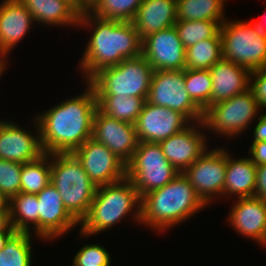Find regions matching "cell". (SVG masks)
Instances as JSON below:
<instances>
[{
	"label": "cell",
	"instance_id": "ee69618b",
	"mask_svg": "<svg viewBox=\"0 0 266 266\" xmlns=\"http://www.w3.org/2000/svg\"><path fill=\"white\" fill-rule=\"evenodd\" d=\"M8 201L0 194V213H8Z\"/></svg>",
	"mask_w": 266,
	"mask_h": 266
},
{
	"label": "cell",
	"instance_id": "7dc6e473",
	"mask_svg": "<svg viewBox=\"0 0 266 266\" xmlns=\"http://www.w3.org/2000/svg\"><path fill=\"white\" fill-rule=\"evenodd\" d=\"M262 247H266V241L264 242V244L262 245Z\"/></svg>",
	"mask_w": 266,
	"mask_h": 266
},
{
	"label": "cell",
	"instance_id": "d590c367",
	"mask_svg": "<svg viewBox=\"0 0 266 266\" xmlns=\"http://www.w3.org/2000/svg\"><path fill=\"white\" fill-rule=\"evenodd\" d=\"M249 89L253 92L259 108H266V68L252 71L250 74Z\"/></svg>",
	"mask_w": 266,
	"mask_h": 266
},
{
	"label": "cell",
	"instance_id": "f1b7e54d",
	"mask_svg": "<svg viewBox=\"0 0 266 266\" xmlns=\"http://www.w3.org/2000/svg\"><path fill=\"white\" fill-rule=\"evenodd\" d=\"M142 0H90L85 9L104 19L132 22Z\"/></svg>",
	"mask_w": 266,
	"mask_h": 266
},
{
	"label": "cell",
	"instance_id": "7402d4cb",
	"mask_svg": "<svg viewBox=\"0 0 266 266\" xmlns=\"http://www.w3.org/2000/svg\"><path fill=\"white\" fill-rule=\"evenodd\" d=\"M176 21V0H142L132 22L143 39L151 33L174 26Z\"/></svg>",
	"mask_w": 266,
	"mask_h": 266
},
{
	"label": "cell",
	"instance_id": "3957f363",
	"mask_svg": "<svg viewBox=\"0 0 266 266\" xmlns=\"http://www.w3.org/2000/svg\"><path fill=\"white\" fill-rule=\"evenodd\" d=\"M206 206L188 178L179 173L164 187L142 197L140 224L162 233L189 220Z\"/></svg>",
	"mask_w": 266,
	"mask_h": 266
},
{
	"label": "cell",
	"instance_id": "cb8c5ba5",
	"mask_svg": "<svg viewBox=\"0 0 266 266\" xmlns=\"http://www.w3.org/2000/svg\"><path fill=\"white\" fill-rule=\"evenodd\" d=\"M227 150L226 177L224 183V195L222 198L252 197L255 193L256 185V165L250 157L233 158Z\"/></svg>",
	"mask_w": 266,
	"mask_h": 266
},
{
	"label": "cell",
	"instance_id": "30bf717a",
	"mask_svg": "<svg viewBox=\"0 0 266 266\" xmlns=\"http://www.w3.org/2000/svg\"><path fill=\"white\" fill-rule=\"evenodd\" d=\"M146 101L177 111L191 123L203 119V111L192 101L185 87L184 70H155Z\"/></svg>",
	"mask_w": 266,
	"mask_h": 266
},
{
	"label": "cell",
	"instance_id": "f546056e",
	"mask_svg": "<svg viewBox=\"0 0 266 266\" xmlns=\"http://www.w3.org/2000/svg\"><path fill=\"white\" fill-rule=\"evenodd\" d=\"M31 233L15 231L0 251V266H32Z\"/></svg>",
	"mask_w": 266,
	"mask_h": 266
},
{
	"label": "cell",
	"instance_id": "ba28073f",
	"mask_svg": "<svg viewBox=\"0 0 266 266\" xmlns=\"http://www.w3.org/2000/svg\"><path fill=\"white\" fill-rule=\"evenodd\" d=\"M222 58L250 72L266 68V38L242 20L226 19L220 27Z\"/></svg>",
	"mask_w": 266,
	"mask_h": 266
},
{
	"label": "cell",
	"instance_id": "ffe728a7",
	"mask_svg": "<svg viewBox=\"0 0 266 266\" xmlns=\"http://www.w3.org/2000/svg\"><path fill=\"white\" fill-rule=\"evenodd\" d=\"M32 14L20 0H2L0 3V55L8 54L34 26Z\"/></svg>",
	"mask_w": 266,
	"mask_h": 266
},
{
	"label": "cell",
	"instance_id": "484cf974",
	"mask_svg": "<svg viewBox=\"0 0 266 266\" xmlns=\"http://www.w3.org/2000/svg\"><path fill=\"white\" fill-rule=\"evenodd\" d=\"M227 0H176L177 20H212L222 24L227 18L225 2Z\"/></svg>",
	"mask_w": 266,
	"mask_h": 266
},
{
	"label": "cell",
	"instance_id": "74e56055",
	"mask_svg": "<svg viewBox=\"0 0 266 266\" xmlns=\"http://www.w3.org/2000/svg\"><path fill=\"white\" fill-rule=\"evenodd\" d=\"M254 196L266 201V164L256 166V185Z\"/></svg>",
	"mask_w": 266,
	"mask_h": 266
},
{
	"label": "cell",
	"instance_id": "ac0fdd59",
	"mask_svg": "<svg viewBox=\"0 0 266 266\" xmlns=\"http://www.w3.org/2000/svg\"><path fill=\"white\" fill-rule=\"evenodd\" d=\"M36 196L39 203V238L44 242L60 238L79 226V222L66 210L59 192L51 183Z\"/></svg>",
	"mask_w": 266,
	"mask_h": 266
},
{
	"label": "cell",
	"instance_id": "5b68a950",
	"mask_svg": "<svg viewBox=\"0 0 266 266\" xmlns=\"http://www.w3.org/2000/svg\"><path fill=\"white\" fill-rule=\"evenodd\" d=\"M51 184L66 210L80 223L87 215L97 186L73 153L50 154Z\"/></svg>",
	"mask_w": 266,
	"mask_h": 266
},
{
	"label": "cell",
	"instance_id": "4fadbf2b",
	"mask_svg": "<svg viewBox=\"0 0 266 266\" xmlns=\"http://www.w3.org/2000/svg\"><path fill=\"white\" fill-rule=\"evenodd\" d=\"M190 124L183 114L145 101L134 126L139 142L160 143Z\"/></svg>",
	"mask_w": 266,
	"mask_h": 266
},
{
	"label": "cell",
	"instance_id": "8fae6325",
	"mask_svg": "<svg viewBox=\"0 0 266 266\" xmlns=\"http://www.w3.org/2000/svg\"><path fill=\"white\" fill-rule=\"evenodd\" d=\"M226 166L227 150L216 147L212 150L209 148L183 172L207 206L224 195Z\"/></svg>",
	"mask_w": 266,
	"mask_h": 266
},
{
	"label": "cell",
	"instance_id": "2e32d148",
	"mask_svg": "<svg viewBox=\"0 0 266 266\" xmlns=\"http://www.w3.org/2000/svg\"><path fill=\"white\" fill-rule=\"evenodd\" d=\"M201 130H205L203 122H194L159 143L163 154L179 173H183L208 150V137Z\"/></svg>",
	"mask_w": 266,
	"mask_h": 266
},
{
	"label": "cell",
	"instance_id": "603a6c76",
	"mask_svg": "<svg viewBox=\"0 0 266 266\" xmlns=\"http://www.w3.org/2000/svg\"><path fill=\"white\" fill-rule=\"evenodd\" d=\"M38 24L77 26L82 10L72 0H20Z\"/></svg>",
	"mask_w": 266,
	"mask_h": 266
},
{
	"label": "cell",
	"instance_id": "8d00e7d4",
	"mask_svg": "<svg viewBox=\"0 0 266 266\" xmlns=\"http://www.w3.org/2000/svg\"><path fill=\"white\" fill-rule=\"evenodd\" d=\"M248 152L256 166L266 164V141L252 142Z\"/></svg>",
	"mask_w": 266,
	"mask_h": 266
},
{
	"label": "cell",
	"instance_id": "8992f818",
	"mask_svg": "<svg viewBox=\"0 0 266 266\" xmlns=\"http://www.w3.org/2000/svg\"><path fill=\"white\" fill-rule=\"evenodd\" d=\"M153 72L147 59L140 55L124 59L116 66L101 69L87 83L96 96L147 98Z\"/></svg>",
	"mask_w": 266,
	"mask_h": 266
},
{
	"label": "cell",
	"instance_id": "277c9868",
	"mask_svg": "<svg viewBox=\"0 0 266 266\" xmlns=\"http://www.w3.org/2000/svg\"><path fill=\"white\" fill-rule=\"evenodd\" d=\"M142 198L127 177L111 184L97 187L87 215L81 220L80 237L89 238L105 232L127 215L134 223L141 222ZM134 209V210H133Z\"/></svg>",
	"mask_w": 266,
	"mask_h": 266
},
{
	"label": "cell",
	"instance_id": "60d3db41",
	"mask_svg": "<svg viewBox=\"0 0 266 266\" xmlns=\"http://www.w3.org/2000/svg\"><path fill=\"white\" fill-rule=\"evenodd\" d=\"M15 232L11 227L9 213H0V233Z\"/></svg>",
	"mask_w": 266,
	"mask_h": 266
},
{
	"label": "cell",
	"instance_id": "e0dca14e",
	"mask_svg": "<svg viewBox=\"0 0 266 266\" xmlns=\"http://www.w3.org/2000/svg\"><path fill=\"white\" fill-rule=\"evenodd\" d=\"M32 120L35 121L36 133L27 131L16 122L0 120V159L23 164L44 154L38 122L35 117Z\"/></svg>",
	"mask_w": 266,
	"mask_h": 266
},
{
	"label": "cell",
	"instance_id": "9c48e42d",
	"mask_svg": "<svg viewBox=\"0 0 266 266\" xmlns=\"http://www.w3.org/2000/svg\"><path fill=\"white\" fill-rule=\"evenodd\" d=\"M178 174L159 143L139 142L133 158L126 165V177L132 181L141 198L164 187Z\"/></svg>",
	"mask_w": 266,
	"mask_h": 266
},
{
	"label": "cell",
	"instance_id": "1f68e13d",
	"mask_svg": "<svg viewBox=\"0 0 266 266\" xmlns=\"http://www.w3.org/2000/svg\"><path fill=\"white\" fill-rule=\"evenodd\" d=\"M175 27L185 49L202 40H206L209 38H221V24L218 21L177 20L175 23Z\"/></svg>",
	"mask_w": 266,
	"mask_h": 266
},
{
	"label": "cell",
	"instance_id": "f35d334b",
	"mask_svg": "<svg viewBox=\"0 0 266 266\" xmlns=\"http://www.w3.org/2000/svg\"><path fill=\"white\" fill-rule=\"evenodd\" d=\"M255 122L253 142L266 141V113L260 114Z\"/></svg>",
	"mask_w": 266,
	"mask_h": 266
},
{
	"label": "cell",
	"instance_id": "d6a6232c",
	"mask_svg": "<svg viewBox=\"0 0 266 266\" xmlns=\"http://www.w3.org/2000/svg\"><path fill=\"white\" fill-rule=\"evenodd\" d=\"M185 87L192 101L204 112L210 106L212 78L209 70L184 69Z\"/></svg>",
	"mask_w": 266,
	"mask_h": 266
},
{
	"label": "cell",
	"instance_id": "f6af8a7d",
	"mask_svg": "<svg viewBox=\"0 0 266 266\" xmlns=\"http://www.w3.org/2000/svg\"><path fill=\"white\" fill-rule=\"evenodd\" d=\"M81 10L85 9L86 4L82 0H72Z\"/></svg>",
	"mask_w": 266,
	"mask_h": 266
},
{
	"label": "cell",
	"instance_id": "44dd1931",
	"mask_svg": "<svg viewBox=\"0 0 266 266\" xmlns=\"http://www.w3.org/2000/svg\"><path fill=\"white\" fill-rule=\"evenodd\" d=\"M209 71L212 78L210 105L228 100L249 89L251 72L232 61L221 58Z\"/></svg>",
	"mask_w": 266,
	"mask_h": 266
},
{
	"label": "cell",
	"instance_id": "7a4b0ae2",
	"mask_svg": "<svg viewBox=\"0 0 266 266\" xmlns=\"http://www.w3.org/2000/svg\"><path fill=\"white\" fill-rule=\"evenodd\" d=\"M78 26L85 30L88 28L91 32L78 64L84 75V82L101 69L142 55V39L133 22L96 17L83 9Z\"/></svg>",
	"mask_w": 266,
	"mask_h": 266
},
{
	"label": "cell",
	"instance_id": "7bdbcfd3",
	"mask_svg": "<svg viewBox=\"0 0 266 266\" xmlns=\"http://www.w3.org/2000/svg\"><path fill=\"white\" fill-rule=\"evenodd\" d=\"M7 58L5 56H2L0 55V78H1V75H3L5 72V70L7 69V65L8 61L6 60Z\"/></svg>",
	"mask_w": 266,
	"mask_h": 266
},
{
	"label": "cell",
	"instance_id": "e575fe53",
	"mask_svg": "<svg viewBox=\"0 0 266 266\" xmlns=\"http://www.w3.org/2000/svg\"><path fill=\"white\" fill-rule=\"evenodd\" d=\"M72 266H111L109 251L100 244H84L74 254Z\"/></svg>",
	"mask_w": 266,
	"mask_h": 266
},
{
	"label": "cell",
	"instance_id": "7c38bea8",
	"mask_svg": "<svg viewBox=\"0 0 266 266\" xmlns=\"http://www.w3.org/2000/svg\"><path fill=\"white\" fill-rule=\"evenodd\" d=\"M73 154L97 187L126 178V164L93 138L86 140Z\"/></svg>",
	"mask_w": 266,
	"mask_h": 266
},
{
	"label": "cell",
	"instance_id": "4dcf8cb0",
	"mask_svg": "<svg viewBox=\"0 0 266 266\" xmlns=\"http://www.w3.org/2000/svg\"><path fill=\"white\" fill-rule=\"evenodd\" d=\"M222 58V38H209L186 48L185 69L209 70Z\"/></svg>",
	"mask_w": 266,
	"mask_h": 266
},
{
	"label": "cell",
	"instance_id": "836d02e7",
	"mask_svg": "<svg viewBox=\"0 0 266 266\" xmlns=\"http://www.w3.org/2000/svg\"><path fill=\"white\" fill-rule=\"evenodd\" d=\"M22 164L0 159V194L8 201L20 193Z\"/></svg>",
	"mask_w": 266,
	"mask_h": 266
},
{
	"label": "cell",
	"instance_id": "4316f807",
	"mask_svg": "<svg viewBox=\"0 0 266 266\" xmlns=\"http://www.w3.org/2000/svg\"><path fill=\"white\" fill-rule=\"evenodd\" d=\"M98 109L110 118L134 124L147 98L96 96Z\"/></svg>",
	"mask_w": 266,
	"mask_h": 266
},
{
	"label": "cell",
	"instance_id": "6da1fadb",
	"mask_svg": "<svg viewBox=\"0 0 266 266\" xmlns=\"http://www.w3.org/2000/svg\"><path fill=\"white\" fill-rule=\"evenodd\" d=\"M98 109L93 88L86 82L81 94L34 115L44 153H73L92 138L93 118Z\"/></svg>",
	"mask_w": 266,
	"mask_h": 266
},
{
	"label": "cell",
	"instance_id": "b9f144b4",
	"mask_svg": "<svg viewBox=\"0 0 266 266\" xmlns=\"http://www.w3.org/2000/svg\"><path fill=\"white\" fill-rule=\"evenodd\" d=\"M14 232H3L0 233V251L3 250L4 245L8 238L13 234Z\"/></svg>",
	"mask_w": 266,
	"mask_h": 266
},
{
	"label": "cell",
	"instance_id": "d4e9b609",
	"mask_svg": "<svg viewBox=\"0 0 266 266\" xmlns=\"http://www.w3.org/2000/svg\"><path fill=\"white\" fill-rule=\"evenodd\" d=\"M38 205L35 194L20 192L11 197L7 204L11 227L17 232L34 231V236L39 239Z\"/></svg>",
	"mask_w": 266,
	"mask_h": 266
},
{
	"label": "cell",
	"instance_id": "52a82bcc",
	"mask_svg": "<svg viewBox=\"0 0 266 266\" xmlns=\"http://www.w3.org/2000/svg\"><path fill=\"white\" fill-rule=\"evenodd\" d=\"M260 111L253 92L248 89L228 100L210 105L203 112L202 122L209 133L213 131L233 139L249 128Z\"/></svg>",
	"mask_w": 266,
	"mask_h": 266
},
{
	"label": "cell",
	"instance_id": "ab89813d",
	"mask_svg": "<svg viewBox=\"0 0 266 266\" xmlns=\"http://www.w3.org/2000/svg\"><path fill=\"white\" fill-rule=\"evenodd\" d=\"M264 18L261 19V21L260 20L246 21L252 27L253 31H255L261 38H266V23H265L266 21H264L265 20Z\"/></svg>",
	"mask_w": 266,
	"mask_h": 266
},
{
	"label": "cell",
	"instance_id": "9a60e30c",
	"mask_svg": "<svg viewBox=\"0 0 266 266\" xmlns=\"http://www.w3.org/2000/svg\"><path fill=\"white\" fill-rule=\"evenodd\" d=\"M142 55L153 70H184L186 49L175 25L142 39Z\"/></svg>",
	"mask_w": 266,
	"mask_h": 266
},
{
	"label": "cell",
	"instance_id": "d6986e66",
	"mask_svg": "<svg viewBox=\"0 0 266 266\" xmlns=\"http://www.w3.org/2000/svg\"><path fill=\"white\" fill-rule=\"evenodd\" d=\"M230 209L227 219L233 230L263 245L266 241V201L255 196L238 198Z\"/></svg>",
	"mask_w": 266,
	"mask_h": 266
},
{
	"label": "cell",
	"instance_id": "5bb4252c",
	"mask_svg": "<svg viewBox=\"0 0 266 266\" xmlns=\"http://www.w3.org/2000/svg\"><path fill=\"white\" fill-rule=\"evenodd\" d=\"M92 138L104 144L126 165L139 144L134 124L110 118L99 109L93 118Z\"/></svg>",
	"mask_w": 266,
	"mask_h": 266
},
{
	"label": "cell",
	"instance_id": "bcb514c9",
	"mask_svg": "<svg viewBox=\"0 0 266 266\" xmlns=\"http://www.w3.org/2000/svg\"><path fill=\"white\" fill-rule=\"evenodd\" d=\"M85 4H87L90 0H82Z\"/></svg>",
	"mask_w": 266,
	"mask_h": 266
},
{
	"label": "cell",
	"instance_id": "83f0119b",
	"mask_svg": "<svg viewBox=\"0 0 266 266\" xmlns=\"http://www.w3.org/2000/svg\"><path fill=\"white\" fill-rule=\"evenodd\" d=\"M50 183V154L22 164L20 192L37 195Z\"/></svg>",
	"mask_w": 266,
	"mask_h": 266
}]
</instances>
